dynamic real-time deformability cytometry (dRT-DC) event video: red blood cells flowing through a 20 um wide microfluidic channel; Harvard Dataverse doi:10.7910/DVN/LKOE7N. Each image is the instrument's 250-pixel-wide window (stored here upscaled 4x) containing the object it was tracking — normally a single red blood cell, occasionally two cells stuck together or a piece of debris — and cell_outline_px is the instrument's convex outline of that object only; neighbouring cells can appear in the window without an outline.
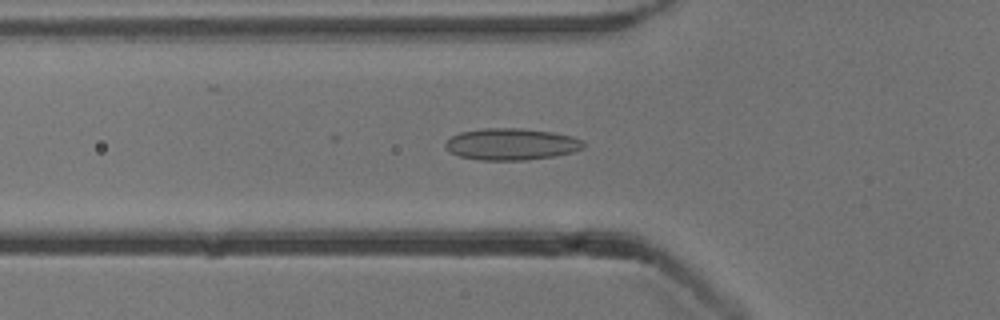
{"species": "common noctule bat (a hibernating species)", "species_latin": "Nyctalus noctula", "temperature_condition": "cold", "stored_images_in_passage": 49, "camera_frame_rate_fps": 3000, "um_per_image_px": 0.085, "animal": {"sex": "male", "body_mass_g": 13.3}, "frame": {"image": 1, "passage_image": 14, "time_ms": 4.333, "image_size_px": [1000, 320], "cell_outline_px": [[584, 148], [572, 152], [556, 156], [524, 160], [480, 160], [460, 156], [452, 152], [444, 144], [452, 136], [460, 132], [484, 128], [520, 128], [552, 132], [572, 136], [584, 140]], "centroid_in_image_um": [43.51, 12.25], "position_along_channel_um": 82.3, "area_um2": 25.43}}
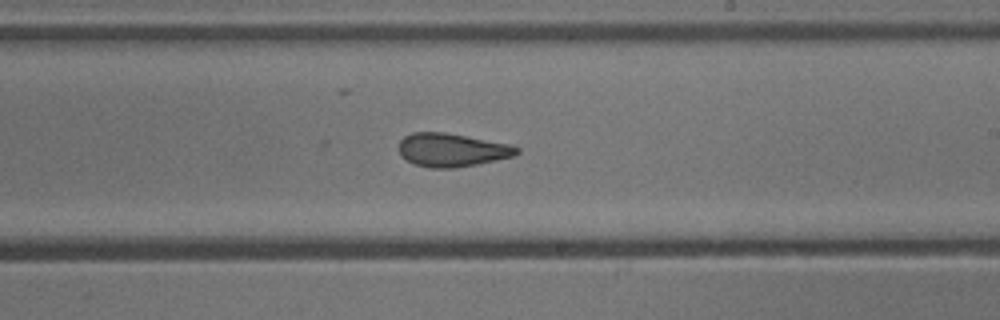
{"frame": {"image": 2, "passage_image": 27, "time_ms": 8.667, "image_size_px": [1000, 320], "cell_outline_px": [[520, 152], [512, 156], [496, 160], [456, 168], [428, 168], [416, 164], [400, 156], [400, 140], [404, 136], [412, 132], [444, 132], [508, 144], [520, 148]], "centroid_in_image_um": [38.39, 12.75], "position_along_channel_um": 250.6, "area_um2": 22.72}}
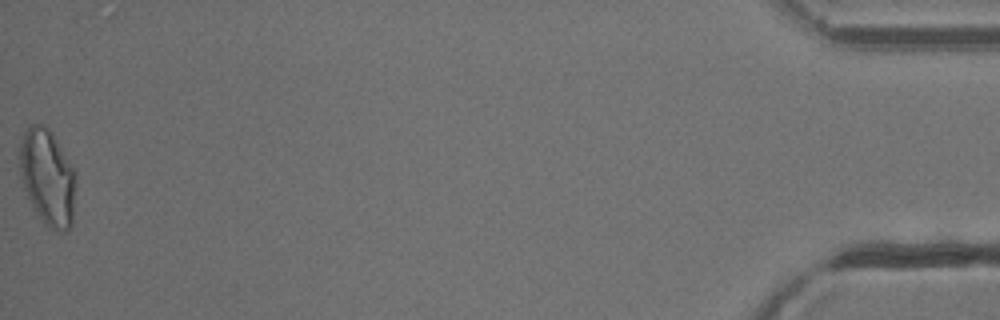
{"frame": {"image": 3, "passage_image": 49, "time_ms": 16.0, "image_size_px": [1000, 320], "cell_outline_px": [[76, 180], [72, 224], [68, 232], [56, 232], [48, 228], [36, 216], [24, 188], [20, 172], [16, 148], [24, 132], [32, 124], [40, 124], [48, 128], [52, 132], [72, 168], [76, 176]], "centroid_in_image_um": [4.01, 15.11], "position_along_channel_um": 431.2, "area_um2": 32.08}}